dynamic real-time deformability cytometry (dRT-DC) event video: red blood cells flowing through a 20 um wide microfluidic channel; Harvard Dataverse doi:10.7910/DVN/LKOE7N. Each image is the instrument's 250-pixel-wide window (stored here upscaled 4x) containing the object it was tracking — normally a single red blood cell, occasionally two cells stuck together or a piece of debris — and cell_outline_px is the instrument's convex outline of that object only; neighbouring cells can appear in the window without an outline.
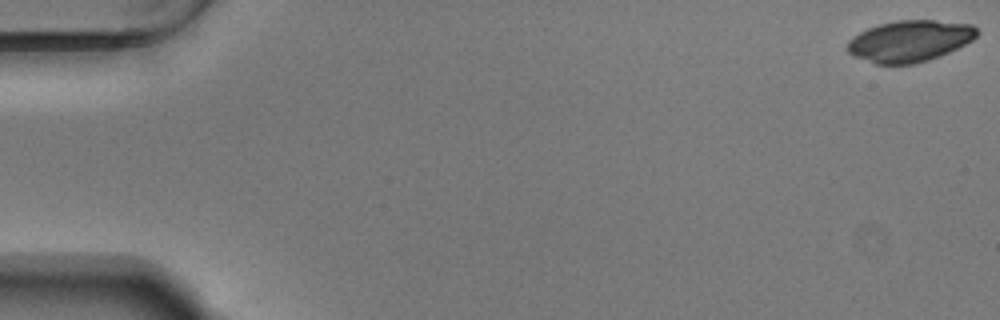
{"species": "Egyptian fruit bat (a non-hibernating species)", "species_latin": "Rousettus aegyptiacus", "temperature_condition": "warm", "stored_images_in_passage": 55, "camera_frame_rate_fps": 3000, "um_per_image_px": 0.085, "animal": {"sex": "male"}, "frame": {"image": 1, "passage_image": 1, "time_ms": 0.0, "image_size_px": [1000, 320], "cell_outline_px": [[980, 32], [972, 40], [940, 56], [916, 64], [876, 64], [852, 56], [848, 52], [848, 40], [860, 32], [868, 28], [880, 24], [896, 20], [936, 20], [972, 24]], "centroid_in_image_um": [77.32, 3.48], "position_along_channel_um": 7.7, "area_um2": 31.27}}
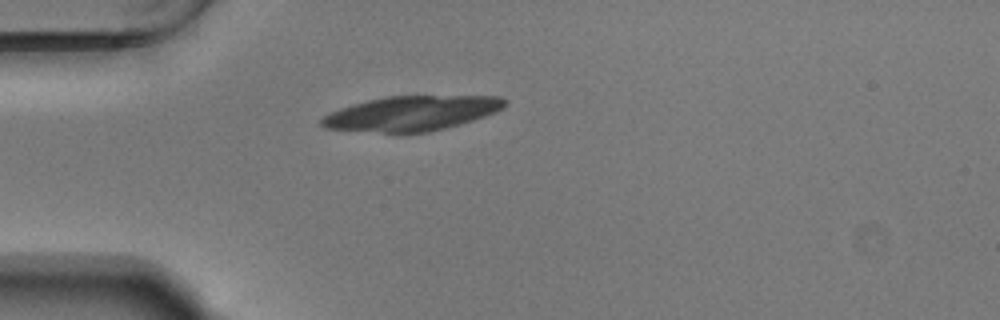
{"frame": {"image": 2, "passage_image": 16, "time_ms": 5.0, "image_size_px": [1000, 320], "cell_outline_px": [[504, 104], [496, 112], [472, 120], [444, 128], [428, 132], [400, 136], [396, 136], [324, 128], [320, 124], [320, 120], [324, 116], [340, 108], [352, 104], [368, 100], [388, 96], [500, 96], [504, 100]], "centroid_in_image_um": [34.87, 9.68], "position_along_channel_um": 50.1, "area_um2": 37.8}}
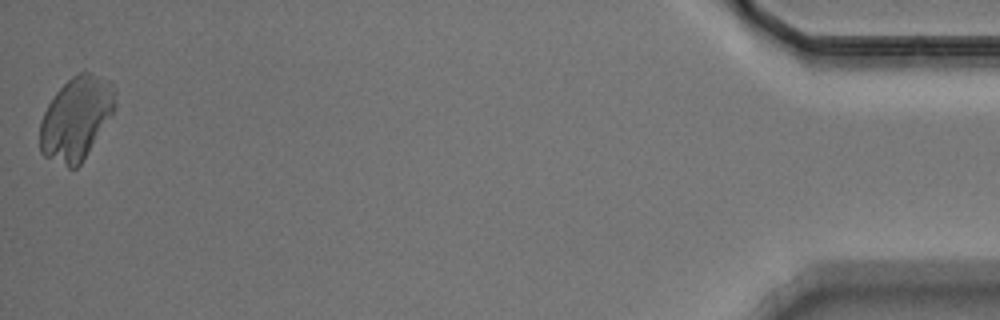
{"frame": {"image": 3, "passage_image": 55, "time_ms": 18.0, "image_size_px": [1000, 320], "cell_outline_px": [[116, 104], [112, 116], [80, 164], [76, 168], [68, 168], [44, 156], [40, 152], [40, 120], [48, 104], [56, 92], [72, 76], [84, 68], [108, 80], [112, 84], [116, 92]], "centroid_in_image_um": [6.49, 10.03], "position_along_channel_um": 428.7, "area_um2": 36.76}}